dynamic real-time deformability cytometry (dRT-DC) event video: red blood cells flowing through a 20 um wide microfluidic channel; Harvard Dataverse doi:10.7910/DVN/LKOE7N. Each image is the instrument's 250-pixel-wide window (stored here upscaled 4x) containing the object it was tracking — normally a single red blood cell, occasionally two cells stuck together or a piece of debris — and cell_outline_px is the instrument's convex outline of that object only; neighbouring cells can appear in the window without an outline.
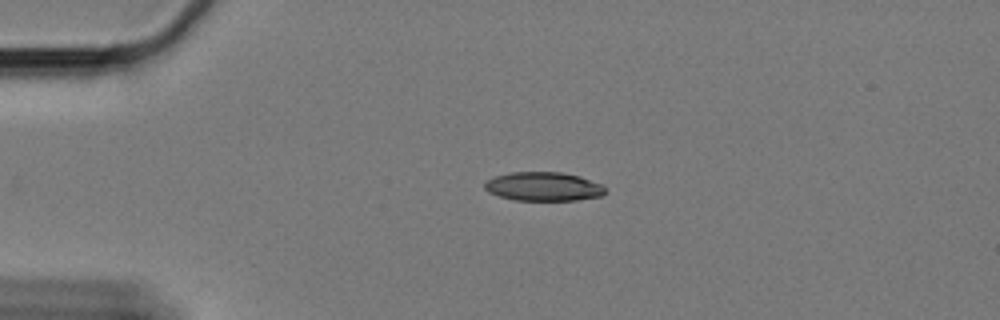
{"species": "Egyptian fruit bat (a non-hibernating species)", "species_latin": "Rousettus aegyptiacus", "temperature_condition": "cold", "stored_images_in_passage": 47, "camera_frame_rate_fps": 3000, "um_per_image_px": 0.085, "animal": {"sex": "female"}, "frame": {"image": 1, "passage_image": 1, "time_ms": 0.0, "image_size_px": [1000, 320], "cell_outline_px": [[608, 188], [604, 196], [576, 200], [512, 200], [488, 192], [484, 188], [484, 184], [488, 180], [496, 176], [512, 172], [560, 172], [580, 176], [600, 184]], "centroid_in_image_um": [46.23, 15.86], "position_along_channel_um": 38.8, "area_um2": 20.35}}
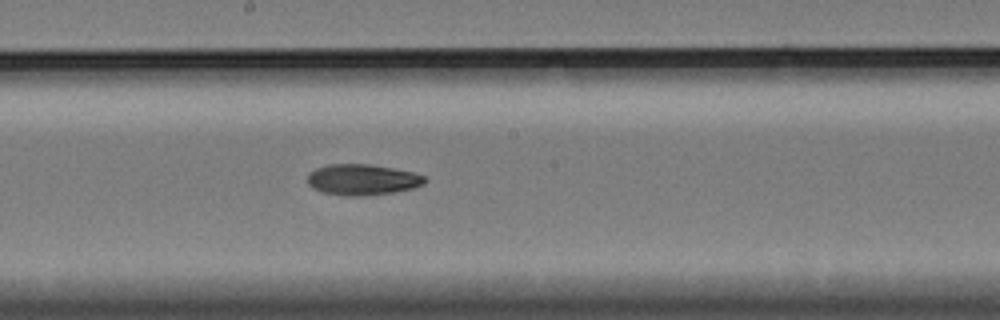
{"frame": {"image": 2, "passage_image": 20, "time_ms": 6.333, "image_size_px": [1000, 320], "cell_outline_px": [[428, 180], [424, 184], [412, 188], [392, 192], [364, 196], [344, 196], [320, 192], [312, 188], [308, 184], [308, 172], [316, 168], [328, 164], [368, 164], [392, 168], [412, 172], [424, 176]], "centroid_in_image_um": [30.76, 15.27], "position_along_channel_um": 217.4, "area_um2": 21.21}}
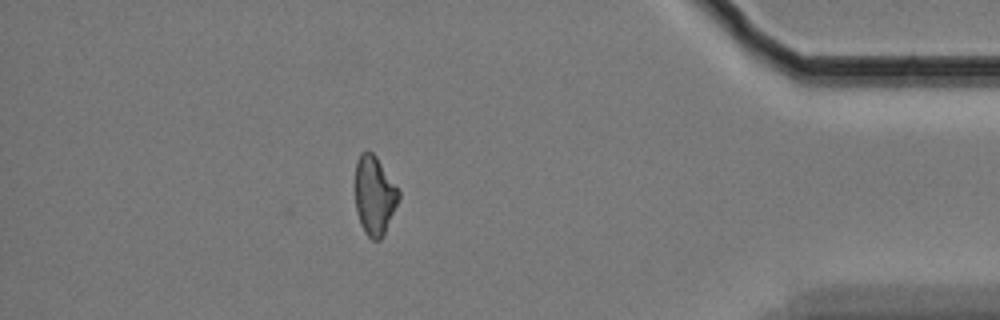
{"frame": {"image": 3, "passage_image": 40, "time_ms": 13.0, "image_size_px": [1000, 320], "cell_outline_px": [[400, 196], [384, 232], [380, 240], [372, 240], [364, 232], [360, 224], [356, 212], [356, 160], [360, 152], [372, 152], [376, 156], [400, 192]], "centroid_in_image_um": [31.81, 16.61], "position_along_channel_um": 403.4, "area_um2": 19.65}}